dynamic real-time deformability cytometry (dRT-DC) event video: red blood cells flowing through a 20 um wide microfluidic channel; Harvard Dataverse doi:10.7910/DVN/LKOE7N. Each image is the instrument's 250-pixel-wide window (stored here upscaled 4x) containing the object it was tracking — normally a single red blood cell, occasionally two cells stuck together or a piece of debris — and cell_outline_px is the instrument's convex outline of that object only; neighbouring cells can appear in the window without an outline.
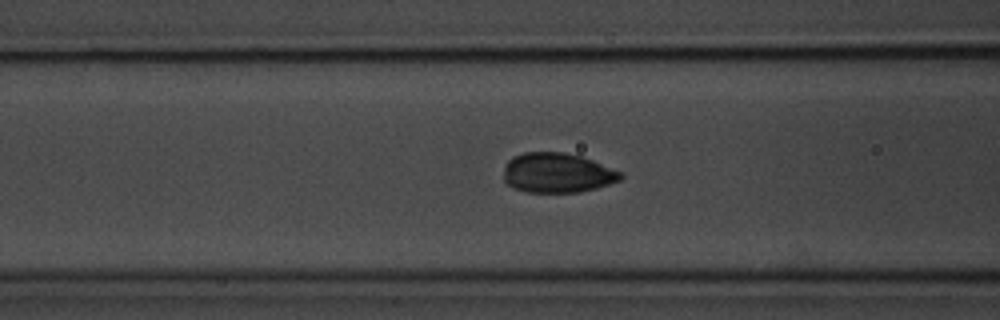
{"species": "common noctule bat (a hibernating species)", "species_latin": "Nyctalus noctula", "temperature_condition": "room temperature", "stored_images_in_passage": 41, "camera_frame_rate_fps": 3000, "um_per_image_px": 0.085, "animal": {"sex": "male", "body_mass_g": 20.1, "forearm_length_mm": 53.5}, "frame": {"image": 1, "passage_image": 12, "time_ms": 3.667, "image_size_px": [1000, 320], "cell_outline_px": [[624, 176], [620, 180], [596, 188], [580, 192], [528, 192], [516, 188], [508, 184], [504, 180], [504, 168], [508, 160], [512, 156], [524, 152], [564, 152], [580, 156], [592, 160], [620, 172]], "centroid_in_image_um": [47.34, 14.69], "position_along_channel_um": 119.3, "area_um2": 26.93}}
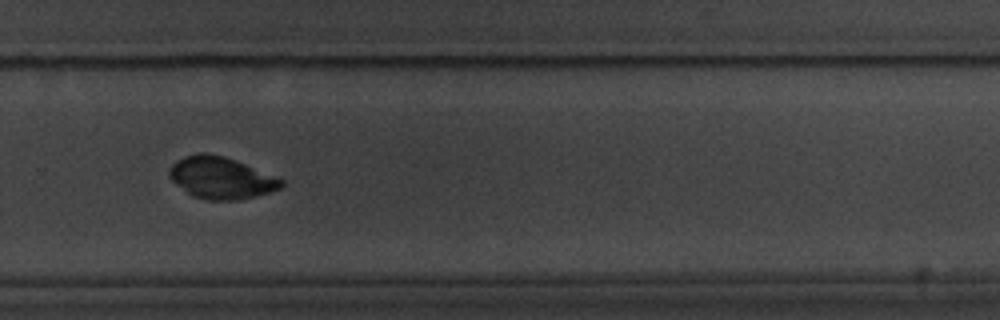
{"frame": {"image": 2, "passage_image": 28, "time_ms": 9.0, "image_size_px": [1000, 320], "cell_outline_px": [[284, 184], [280, 188], [256, 196], [240, 200], [208, 200], [192, 196], [172, 180], [168, 176], [168, 172], [172, 164], [176, 160], [184, 156], [200, 152], [204, 152], [224, 156], [284, 180]], "centroid_in_image_um": [18.75, 15.12], "position_along_channel_um": 311.0, "area_um2": 27.05}}
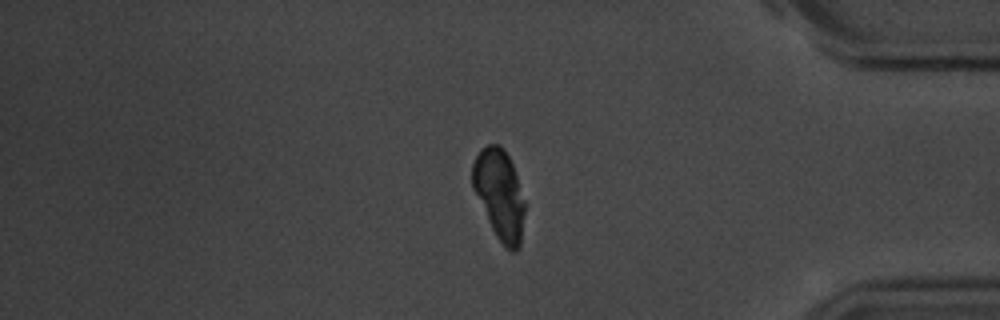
{"frame": {"image": 3, "passage_image": 37, "time_ms": 12.0, "image_size_px": [1000, 320], "cell_outline_px": [[524, 212], [520, 244], [516, 252], [512, 252], [496, 236], [472, 188], [472, 164], [480, 148], [488, 144], [496, 144], [504, 148], [512, 164], [524, 200]], "centroid_in_image_um": [42.43, 16.48], "position_along_channel_um": 392.8, "area_um2": 26.99}}